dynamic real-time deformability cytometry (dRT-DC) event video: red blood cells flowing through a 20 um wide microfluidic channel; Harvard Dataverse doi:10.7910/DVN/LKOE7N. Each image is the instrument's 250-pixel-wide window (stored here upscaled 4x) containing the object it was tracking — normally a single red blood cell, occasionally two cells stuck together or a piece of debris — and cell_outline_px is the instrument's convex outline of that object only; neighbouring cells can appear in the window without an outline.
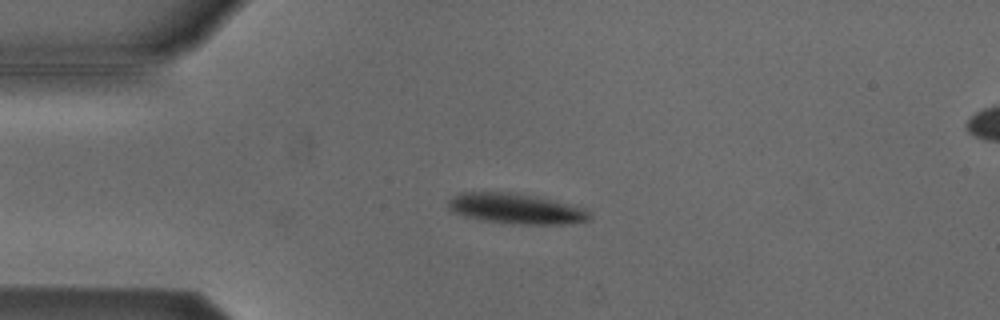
{"species": "Egyptian fruit bat (a non-hibernating species)", "species_latin": "Rousettus aegyptiacus", "temperature_condition": "cold", "stored_images_in_passage": 5, "camera_frame_rate_fps": 3000, "um_per_image_px": 0.085, "animal": {"sex": "male"}, "frame": {"image": 1, "passage_image": 5, "time_ms": 1.333, "image_size_px": [1000, 320], "cell_outline_px": [[592, 216], [588, 220], [564, 224], [512, 224], [480, 220], [464, 216], [452, 212], [448, 208], [448, 200], [460, 192], [508, 192], [568, 204], [584, 208]], "centroid_in_image_um": [43.78, 17.75], "position_along_channel_um": 41.2, "area_um2": 24.62}}